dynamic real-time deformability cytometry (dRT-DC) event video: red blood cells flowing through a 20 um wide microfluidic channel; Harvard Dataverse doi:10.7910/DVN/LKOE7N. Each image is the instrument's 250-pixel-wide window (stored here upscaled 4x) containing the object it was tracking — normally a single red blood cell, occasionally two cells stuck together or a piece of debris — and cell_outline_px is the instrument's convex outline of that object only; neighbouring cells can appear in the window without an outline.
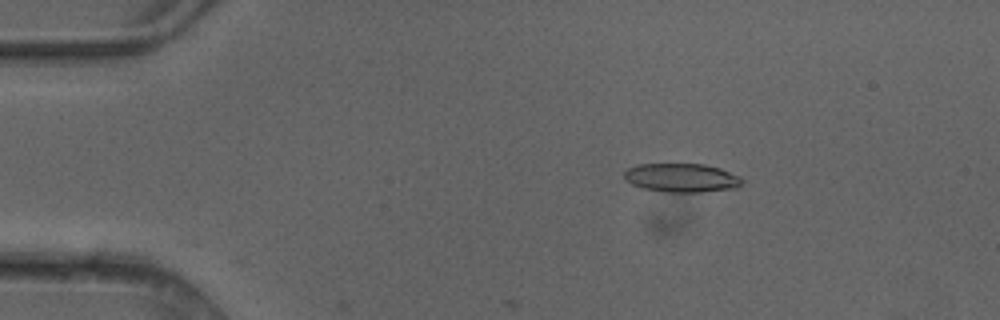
{"species": "common noctule bat (a hibernating species)", "species_latin": "Nyctalus noctula", "temperature_condition": "cold", "stored_images_in_passage": 4, "camera_frame_rate_fps": 3000, "um_per_image_px": 0.085, "animal": {"sex": "female"}, "frame": {"image": 1, "passage_image": 3, "time_ms": 0.667, "image_size_px": [1000, 320], "cell_outline_px": [[744, 180], [736, 188], [700, 192], [668, 192], [644, 188], [632, 184], [624, 176], [624, 172], [628, 168], [636, 164], [704, 164], [720, 168], [740, 176]], "centroid_in_image_um": [57.96, 15.1], "position_along_channel_um": 27.0, "area_um2": 19.65}}